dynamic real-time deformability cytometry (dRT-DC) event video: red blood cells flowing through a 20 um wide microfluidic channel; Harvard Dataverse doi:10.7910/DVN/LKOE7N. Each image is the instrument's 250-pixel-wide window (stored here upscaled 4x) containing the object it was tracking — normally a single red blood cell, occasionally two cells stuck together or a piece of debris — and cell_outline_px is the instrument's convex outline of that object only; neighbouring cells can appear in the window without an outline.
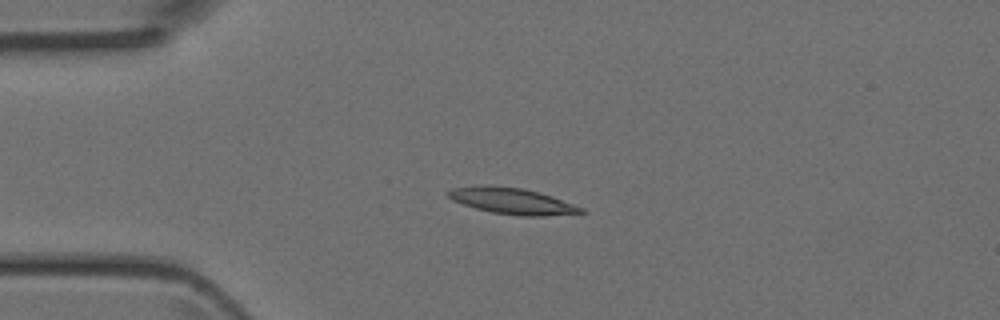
{"species": "Egyptian fruit bat (a non-hibernating species)", "species_latin": "Rousettus aegyptiacus", "temperature_condition": "room temperature", "stored_images_in_passage": 3, "camera_frame_rate_fps": 3000, "um_per_image_px": 0.085, "animal": {"sex": "female"}, "frame": {"image": 1, "passage_image": 2, "time_ms": 0.333, "image_size_px": [1000, 320], "cell_outline_px": [[588, 212], [544, 216], [520, 216], [492, 212], [476, 208], [452, 200], [448, 196], [448, 192], [452, 188], [488, 184], [524, 188], [540, 192], [552, 196], [584, 208]], "centroid_in_image_um": [43.56, 17.07], "position_along_channel_um": 41.4, "area_um2": 20.35}}
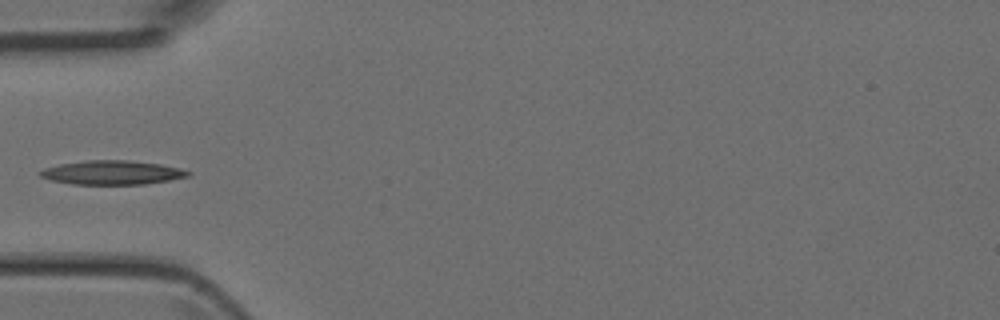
{"frame": {"image": 2, "passage_image": 3, "time_ms": 0.667, "image_size_px": [1000, 320], "cell_outline_px": [[192, 172], [188, 176], [168, 180], [144, 184], [72, 184], [52, 180], [40, 176], [36, 172], [44, 168], [60, 164], [88, 160], [128, 160], [160, 164], [180, 168]], "centroid_in_image_um": [9.51, 14.66], "position_along_channel_um": 75.5, "area_um2": 20.58}}